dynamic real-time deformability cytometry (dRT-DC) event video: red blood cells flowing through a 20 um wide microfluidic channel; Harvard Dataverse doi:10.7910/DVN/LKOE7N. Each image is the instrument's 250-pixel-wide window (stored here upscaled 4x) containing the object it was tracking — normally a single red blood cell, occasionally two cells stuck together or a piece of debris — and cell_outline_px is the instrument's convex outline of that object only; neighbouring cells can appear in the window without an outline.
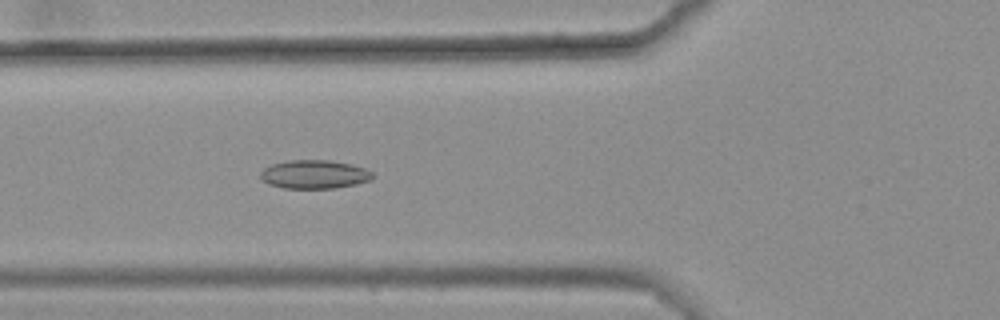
{"species": "common noctule bat (a hibernating species)", "species_latin": "Nyctalus noctula", "temperature_condition": "warm", "stored_images_in_passage": 6, "camera_frame_rate_fps": 3000, "um_per_image_px": 0.085, "animal": {"sex": "female", "body_mass_g": 25.1}, "frame": {"image": 1, "passage_image": 6, "time_ms": 1.667, "image_size_px": [1000, 320], "cell_outline_px": [[372, 180], [356, 184], [336, 188], [284, 188], [268, 184], [260, 180], [260, 172], [264, 168], [272, 164], [288, 160], [328, 160], [352, 164], [364, 168], [372, 172]], "centroid_in_image_um": [26.7, 14.82], "position_along_channel_um": 99.1, "area_um2": 18.79}}